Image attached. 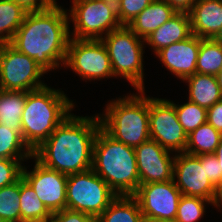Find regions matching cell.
<instances>
[{
  "instance_id": "cell-44",
  "label": "cell",
  "mask_w": 222,
  "mask_h": 222,
  "mask_svg": "<svg viewBox=\"0 0 222 222\" xmlns=\"http://www.w3.org/2000/svg\"><path fill=\"white\" fill-rule=\"evenodd\" d=\"M0 222H6L1 215H0Z\"/></svg>"
},
{
  "instance_id": "cell-34",
  "label": "cell",
  "mask_w": 222,
  "mask_h": 222,
  "mask_svg": "<svg viewBox=\"0 0 222 222\" xmlns=\"http://www.w3.org/2000/svg\"><path fill=\"white\" fill-rule=\"evenodd\" d=\"M50 222H97L96 218L82 212L63 209L52 213L49 218Z\"/></svg>"
},
{
  "instance_id": "cell-2",
  "label": "cell",
  "mask_w": 222,
  "mask_h": 222,
  "mask_svg": "<svg viewBox=\"0 0 222 222\" xmlns=\"http://www.w3.org/2000/svg\"><path fill=\"white\" fill-rule=\"evenodd\" d=\"M101 127L98 113L68 115L33 156L45 167L70 175L92 168L93 146Z\"/></svg>"
},
{
  "instance_id": "cell-35",
  "label": "cell",
  "mask_w": 222,
  "mask_h": 222,
  "mask_svg": "<svg viewBox=\"0 0 222 222\" xmlns=\"http://www.w3.org/2000/svg\"><path fill=\"white\" fill-rule=\"evenodd\" d=\"M18 4L25 12H37L55 6L56 0H13Z\"/></svg>"
},
{
  "instance_id": "cell-36",
  "label": "cell",
  "mask_w": 222,
  "mask_h": 222,
  "mask_svg": "<svg viewBox=\"0 0 222 222\" xmlns=\"http://www.w3.org/2000/svg\"><path fill=\"white\" fill-rule=\"evenodd\" d=\"M207 123L222 133V100L207 109Z\"/></svg>"
},
{
  "instance_id": "cell-4",
  "label": "cell",
  "mask_w": 222,
  "mask_h": 222,
  "mask_svg": "<svg viewBox=\"0 0 222 222\" xmlns=\"http://www.w3.org/2000/svg\"><path fill=\"white\" fill-rule=\"evenodd\" d=\"M92 169L117 196L134 195L139 188L134 148L115 140L102 127L93 146Z\"/></svg>"
},
{
  "instance_id": "cell-8",
  "label": "cell",
  "mask_w": 222,
  "mask_h": 222,
  "mask_svg": "<svg viewBox=\"0 0 222 222\" xmlns=\"http://www.w3.org/2000/svg\"><path fill=\"white\" fill-rule=\"evenodd\" d=\"M117 197L109 185L89 169L67 178V209L100 216Z\"/></svg>"
},
{
  "instance_id": "cell-41",
  "label": "cell",
  "mask_w": 222,
  "mask_h": 222,
  "mask_svg": "<svg viewBox=\"0 0 222 222\" xmlns=\"http://www.w3.org/2000/svg\"><path fill=\"white\" fill-rule=\"evenodd\" d=\"M143 222H178L176 219L159 220V219H144Z\"/></svg>"
},
{
  "instance_id": "cell-24",
  "label": "cell",
  "mask_w": 222,
  "mask_h": 222,
  "mask_svg": "<svg viewBox=\"0 0 222 222\" xmlns=\"http://www.w3.org/2000/svg\"><path fill=\"white\" fill-rule=\"evenodd\" d=\"M221 139L222 133L206 122L187 135L185 153L191 155L214 154Z\"/></svg>"
},
{
  "instance_id": "cell-42",
  "label": "cell",
  "mask_w": 222,
  "mask_h": 222,
  "mask_svg": "<svg viewBox=\"0 0 222 222\" xmlns=\"http://www.w3.org/2000/svg\"><path fill=\"white\" fill-rule=\"evenodd\" d=\"M214 208H217L219 210H222V197L214 204ZM222 212V211H220Z\"/></svg>"
},
{
  "instance_id": "cell-38",
  "label": "cell",
  "mask_w": 222,
  "mask_h": 222,
  "mask_svg": "<svg viewBox=\"0 0 222 222\" xmlns=\"http://www.w3.org/2000/svg\"><path fill=\"white\" fill-rule=\"evenodd\" d=\"M214 155L217 157L219 161L220 172H222V139L220 141V144L216 148Z\"/></svg>"
},
{
  "instance_id": "cell-37",
  "label": "cell",
  "mask_w": 222,
  "mask_h": 222,
  "mask_svg": "<svg viewBox=\"0 0 222 222\" xmlns=\"http://www.w3.org/2000/svg\"><path fill=\"white\" fill-rule=\"evenodd\" d=\"M177 12L189 13L197 0H165Z\"/></svg>"
},
{
  "instance_id": "cell-20",
  "label": "cell",
  "mask_w": 222,
  "mask_h": 222,
  "mask_svg": "<svg viewBox=\"0 0 222 222\" xmlns=\"http://www.w3.org/2000/svg\"><path fill=\"white\" fill-rule=\"evenodd\" d=\"M187 83L188 97L186 100L206 109L222 100V92L214 75L194 73L183 80Z\"/></svg>"
},
{
  "instance_id": "cell-19",
  "label": "cell",
  "mask_w": 222,
  "mask_h": 222,
  "mask_svg": "<svg viewBox=\"0 0 222 222\" xmlns=\"http://www.w3.org/2000/svg\"><path fill=\"white\" fill-rule=\"evenodd\" d=\"M176 13L177 11L165 0H153L151 4L138 14L127 26L138 37L145 40Z\"/></svg>"
},
{
  "instance_id": "cell-16",
  "label": "cell",
  "mask_w": 222,
  "mask_h": 222,
  "mask_svg": "<svg viewBox=\"0 0 222 222\" xmlns=\"http://www.w3.org/2000/svg\"><path fill=\"white\" fill-rule=\"evenodd\" d=\"M199 48L200 37L192 34L183 41L175 42L161 49L155 56L172 75L183 81L196 73Z\"/></svg>"
},
{
  "instance_id": "cell-33",
  "label": "cell",
  "mask_w": 222,
  "mask_h": 222,
  "mask_svg": "<svg viewBox=\"0 0 222 222\" xmlns=\"http://www.w3.org/2000/svg\"><path fill=\"white\" fill-rule=\"evenodd\" d=\"M201 164H205V171L209 181L222 193V172L219 161L214 154L200 155Z\"/></svg>"
},
{
  "instance_id": "cell-1",
  "label": "cell",
  "mask_w": 222,
  "mask_h": 222,
  "mask_svg": "<svg viewBox=\"0 0 222 222\" xmlns=\"http://www.w3.org/2000/svg\"><path fill=\"white\" fill-rule=\"evenodd\" d=\"M67 8L60 4L26 13L10 44L34 59L47 73L64 67L70 40Z\"/></svg>"
},
{
  "instance_id": "cell-28",
  "label": "cell",
  "mask_w": 222,
  "mask_h": 222,
  "mask_svg": "<svg viewBox=\"0 0 222 222\" xmlns=\"http://www.w3.org/2000/svg\"><path fill=\"white\" fill-rule=\"evenodd\" d=\"M174 106L178 121L187 135L207 122V109L193 102L186 100L183 104H176L168 99Z\"/></svg>"
},
{
  "instance_id": "cell-30",
  "label": "cell",
  "mask_w": 222,
  "mask_h": 222,
  "mask_svg": "<svg viewBox=\"0 0 222 222\" xmlns=\"http://www.w3.org/2000/svg\"><path fill=\"white\" fill-rule=\"evenodd\" d=\"M214 204L199 197L182 195L178 204L176 220L178 222H198L204 217L208 205Z\"/></svg>"
},
{
  "instance_id": "cell-17",
  "label": "cell",
  "mask_w": 222,
  "mask_h": 222,
  "mask_svg": "<svg viewBox=\"0 0 222 222\" xmlns=\"http://www.w3.org/2000/svg\"><path fill=\"white\" fill-rule=\"evenodd\" d=\"M189 15L192 34L212 39L222 26V0H197Z\"/></svg>"
},
{
  "instance_id": "cell-23",
  "label": "cell",
  "mask_w": 222,
  "mask_h": 222,
  "mask_svg": "<svg viewBox=\"0 0 222 222\" xmlns=\"http://www.w3.org/2000/svg\"><path fill=\"white\" fill-rule=\"evenodd\" d=\"M20 214L21 222L48 221L52 215L23 177L20 178Z\"/></svg>"
},
{
  "instance_id": "cell-40",
  "label": "cell",
  "mask_w": 222,
  "mask_h": 222,
  "mask_svg": "<svg viewBox=\"0 0 222 222\" xmlns=\"http://www.w3.org/2000/svg\"><path fill=\"white\" fill-rule=\"evenodd\" d=\"M215 77H216L217 83L220 86V89L222 92V64H221L220 69Z\"/></svg>"
},
{
  "instance_id": "cell-21",
  "label": "cell",
  "mask_w": 222,
  "mask_h": 222,
  "mask_svg": "<svg viewBox=\"0 0 222 222\" xmlns=\"http://www.w3.org/2000/svg\"><path fill=\"white\" fill-rule=\"evenodd\" d=\"M138 200L133 195L117 196L96 218L97 222H143Z\"/></svg>"
},
{
  "instance_id": "cell-29",
  "label": "cell",
  "mask_w": 222,
  "mask_h": 222,
  "mask_svg": "<svg viewBox=\"0 0 222 222\" xmlns=\"http://www.w3.org/2000/svg\"><path fill=\"white\" fill-rule=\"evenodd\" d=\"M0 215L6 222H21L20 179L0 188Z\"/></svg>"
},
{
  "instance_id": "cell-14",
  "label": "cell",
  "mask_w": 222,
  "mask_h": 222,
  "mask_svg": "<svg viewBox=\"0 0 222 222\" xmlns=\"http://www.w3.org/2000/svg\"><path fill=\"white\" fill-rule=\"evenodd\" d=\"M139 202L144 219H176L182 196L173 180L140 184L133 195Z\"/></svg>"
},
{
  "instance_id": "cell-12",
  "label": "cell",
  "mask_w": 222,
  "mask_h": 222,
  "mask_svg": "<svg viewBox=\"0 0 222 222\" xmlns=\"http://www.w3.org/2000/svg\"><path fill=\"white\" fill-rule=\"evenodd\" d=\"M173 181L182 195L207 199L213 204L222 197V193L207 178L205 164H201L200 155L176 153Z\"/></svg>"
},
{
  "instance_id": "cell-15",
  "label": "cell",
  "mask_w": 222,
  "mask_h": 222,
  "mask_svg": "<svg viewBox=\"0 0 222 222\" xmlns=\"http://www.w3.org/2000/svg\"><path fill=\"white\" fill-rule=\"evenodd\" d=\"M134 150L140 184L173 180L175 153L152 139L143 142Z\"/></svg>"
},
{
  "instance_id": "cell-6",
  "label": "cell",
  "mask_w": 222,
  "mask_h": 222,
  "mask_svg": "<svg viewBox=\"0 0 222 222\" xmlns=\"http://www.w3.org/2000/svg\"><path fill=\"white\" fill-rule=\"evenodd\" d=\"M113 69L114 78H123L136 90H145V40L127 25L112 30L102 39Z\"/></svg>"
},
{
  "instance_id": "cell-3",
  "label": "cell",
  "mask_w": 222,
  "mask_h": 222,
  "mask_svg": "<svg viewBox=\"0 0 222 222\" xmlns=\"http://www.w3.org/2000/svg\"><path fill=\"white\" fill-rule=\"evenodd\" d=\"M75 108L64 91L46 85L28 91L22 114V138L34 152Z\"/></svg>"
},
{
  "instance_id": "cell-27",
  "label": "cell",
  "mask_w": 222,
  "mask_h": 222,
  "mask_svg": "<svg viewBox=\"0 0 222 222\" xmlns=\"http://www.w3.org/2000/svg\"><path fill=\"white\" fill-rule=\"evenodd\" d=\"M222 64V44L200 38L196 73L216 76Z\"/></svg>"
},
{
  "instance_id": "cell-32",
  "label": "cell",
  "mask_w": 222,
  "mask_h": 222,
  "mask_svg": "<svg viewBox=\"0 0 222 222\" xmlns=\"http://www.w3.org/2000/svg\"><path fill=\"white\" fill-rule=\"evenodd\" d=\"M153 0H119L116 4L117 15L121 25H128Z\"/></svg>"
},
{
  "instance_id": "cell-26",
  "label": "cell",
  "mask_w": 222,
  "mask_h": 222,
  "mask_svg": "<svg viewBox=\"0 0 222 222\" xmlns=\"http://www.w3.org/2000/svg\"><path fill=\"white\" fill-rule=\"evenodd\" d=\"M33 152L26 145L20 131L0 124V158L32 159Z\"/></svg>"
},
{
  "instance_id": "cell-11",
  "label": "cell",
  "mask_w": 222,
  "mask_h": 222,
  "mask_svg": "<svg viewBox=\"0 0 222 222\" xmlns=\"http://www.w3.org/2000/svg\"><path fill=\"white\" fill-rule=\"evenodd\" d=\"M150 139L173 153L185 152L187 133L178 121L175 106L166 98L149 96Z\"/></svg>"
},
{
  "instance_id": "cell-43",
  "label": "cell",
  "mask_w": 222,
  "mask_h": 222,
  "mask_svg": "<svg viewBox=\"0 0 222 222\" xmlns=\"http://www.w3.org/2000/svg\"><path fill=\"white\" fill-rule=\"evenodd\" d=\"M104 1H107V2H111V3L117 4L119 0H104Z\"/></svg>"
},
{
  "instance_id": "cell-25",
  "label": "cell",
  "mask_w": 222,
  "mask_h": 222,
  "mask_svg": "<svg viewBox=\"0 0 222 222\" xmlns=\"http://www.w3.org/2000/svg\"><path fill=\"white\" fill-rule=\"evenodd\" d=\"M26 13L13 0H0V44L12 41Z\"/></svg>"
},
{
  "instance_id": "cell-31",
  "label": "cell",
  "mask_w": 222,
  "mask_h": 222,
  "mask_svg": "<svg viewBox=\"0 0 222 222\" xmlns=\"http://www.w3.org/2000/svg\"><path fill=\"white\" fill-rule=\"evenodd\" d=\"M29 159L0 158V188L18 181L22 177L24 161Z\"/></svg>"
},
{
  "instance_id": "cell-5",
  "label": "cell",
  "mask_w": 222,
  "mask_h": 222,
  "mask_svg": "<svg viewBox=\"0 0 222 222\" xmlns=\"http://www.w3.org/2000/svg\"><path fill=\"white\" fill-rule=\"evenodd\" d=\"M136 92L109 100L104 112L98 113L101 127L115 140L132 148L150 139L149 95L145 90Z\"/></svg>"
},
{
  "instance_id": "cell-18",
  "label": "cell",
  "mask_w": 222,
  "mask_h": 222,
  "mask_svg": "<svg viewBox=\"0 0 222 222\" xmlns=\"http://www.w3.org/2000/svg\"><path fill=\"white\" fill-rule=\"evenodd\" d=\"M192 35L189 13L177 12L172 18L157 28L145 39V45L156 54L175 42L183 41Z\"/></svg>"
},
{
  "instance_id": "cell-22",
  "label": "cell",
  "mask_w": 222,
  "mask_h": 222,
  "mask_svg": "<svg viewBox=\"0 0 222 222\" xmlns=\"http://www.w3.org/2000/svg\"><path fill=\"white\" fill-rule=\"evenodd\" d=\"M27 92L0 89V124L22 133V114Z\"/></svg>"
},
{
  "instance_id": "cell-9",
  "label": "cell",
  "mask_w": 222,
  "mask_h": 222,
  "mask_svg": "<svg viewBox=\"0 0 222 222\" xmlns=\"http://www.w3.org/2000/svg\"><path fill=\"white\" fill-rule=\"evenodd\" d=\"M65 67L85 82L114 77L107 49L101 39L70 38Z\"/></svg>"
},
{
  "instance_id": "cell-45",
  "label": "cell",
  "mask_w": 222,
  "mask_h": 222,
  "mask_svg": "<svg viewBox=\"0 0 222 222\" xmlns=\"http://www.w3.org/2000/svg\"><path fill=\"white\" fill-rule=\"evenodd\" d=\"M78 1H83V0H72L71 2H78Z\"/></svg>"
},
{
  "instance_id": "cell-10",
  "label": "cell",
  "mask_w": 222,
  "mask_h": 222,
  "mask_svg": "<svg viewBox=\"0 0 222 222\" xmlns=\"http://www.w3.org/2000/svg\"><path fill=\"white\" fill-rule=\"evenodd\" d=\"M48 74L38 63L19 52L10 43L0 44V89L32 91L46 86L42 77Z\"/></svg>"
},
{
  "instance_id": "cell-39",
  "label": "cell",
  "mask_w": 222,
  "mask_h": 222,
  "mask_svg": "<svg viewBox=\"0 0 222 222\" xmlns=\"http://www.w3.org/2000/svg\"><path fill=\"white\" fill-rule=\"evenodd\" d=\"M212 40L216 43L222 44V26L220 27L216 35L212 38Z\"/></svg>"
},
{
  "instance_id": "cell-13",
  "label": "cell",
  "mask_w": 222,
  "mask_h": 222,
  "mask_svg": "<svg viewBox=\"0 0 222 222\" xmlns=\"http://www.w3.org/2000/svg\"><path fill=\"white\" fill-rule=\"evenodd\" d=\"M32 159L35 162L33 169L27 170V165H24L22 177L51 213L67 209L68 175L45 167L34 156Z\"/></svg>"
},
{
  "instance_id": "cell-7",
  "label": "cell",
  "mask_w": 222,
  "mask_h": 222,
  "mask_svg": "<svg viewBox=\"0 0 222 222\" xmlns=\"http://www.w3.org/2000/svg\"><path fill=\"white\" fill-rule=\"evenodd\" d=\"M68 11L71 38L102 39L112 30L121 27L116 4L104 0L71 2Z\"/></svg>"
}]
</instances>
